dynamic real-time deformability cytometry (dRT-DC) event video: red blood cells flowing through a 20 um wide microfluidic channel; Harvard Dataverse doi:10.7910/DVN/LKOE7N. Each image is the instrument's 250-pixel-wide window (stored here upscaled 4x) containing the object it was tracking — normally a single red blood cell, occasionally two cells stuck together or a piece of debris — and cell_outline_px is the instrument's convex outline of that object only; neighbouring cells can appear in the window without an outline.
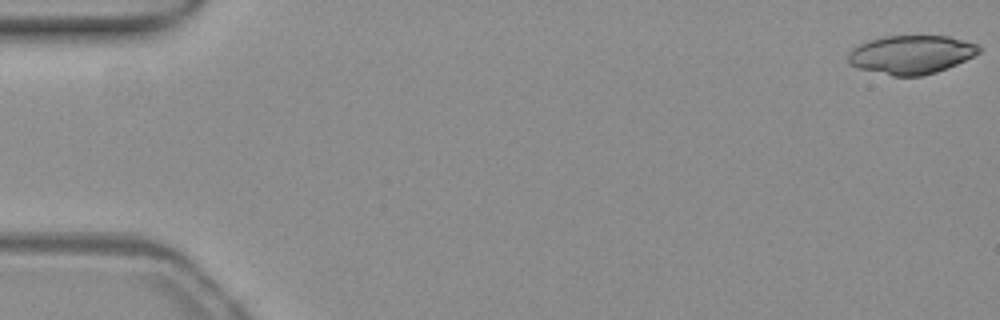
{"species": "common noctule bat (a hibernating species)", "species_latin": "Nyctalus noctula", "temperature_condition": "warm", "stored_images_in_passage": 54, "camera_frame_rate_fps": 3000, "um_per_image_px": 0.085, "animal": {"sex": "female", "body_mass_g": 19.3, "forearm_length_mm": 54.1}, "frame": {"image": 1, "passage_image": 1, "time_ms": 0.0, "image_size_px": [1000, 320], "cell_outline_px": [[980, 52], [948, 68], [936, 72], [920, 76], [892, 76], [860, 68], [852, 64], [848, 60], [848, 52], [852, 48], [868, 40], [884, 36], [948, 36], [976, 44], [980, 48]], "centroid_in_image_um": [77.43, 4.64], "position_along_channel_um": 7.6, "area_um2": 29.13}}